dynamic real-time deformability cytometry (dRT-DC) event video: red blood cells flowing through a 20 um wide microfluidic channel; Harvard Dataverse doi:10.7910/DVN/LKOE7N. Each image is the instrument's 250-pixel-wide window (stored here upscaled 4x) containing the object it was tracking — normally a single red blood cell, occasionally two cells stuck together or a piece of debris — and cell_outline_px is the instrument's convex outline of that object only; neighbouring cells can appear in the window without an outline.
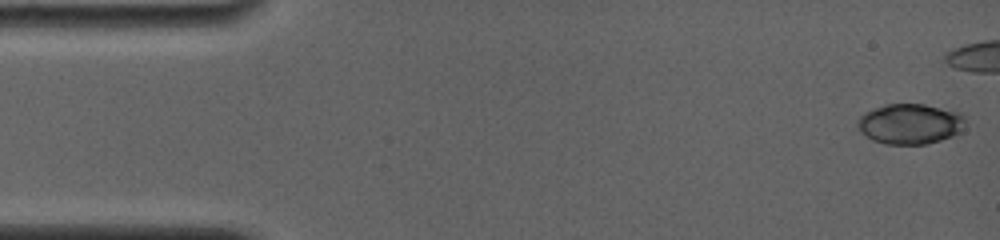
{"species": "common noctule bat (a hibernating species)", "species_latin": "Nyctalus noctula", "temperature_condition": "room temperature", "stored_images_in_passage": 15, "camera_frame_rate_fps": 4000, "um_per_image_px": 0.085, "animal": {"sex": "female", "body_mass_g": 19.0, "forearm_length_mm": 56.7}, "frame": {"image": 1, "passage_image": 1, "time_ms": 0.0, "image_size_px": [1000, 240], "cell_outline_px": [[964, 128], [960, 132], [952, 136], [928, 144], [884, 144], [872, 140], [860, 132], [860, 116], [864, 112], [884, 104], [924, 104], [960, 112], [964, 116]], "centroid_in_image_um": [77.38, 10.53], "position_along_channel_um": 7.6, "area_um2": 25.32}}